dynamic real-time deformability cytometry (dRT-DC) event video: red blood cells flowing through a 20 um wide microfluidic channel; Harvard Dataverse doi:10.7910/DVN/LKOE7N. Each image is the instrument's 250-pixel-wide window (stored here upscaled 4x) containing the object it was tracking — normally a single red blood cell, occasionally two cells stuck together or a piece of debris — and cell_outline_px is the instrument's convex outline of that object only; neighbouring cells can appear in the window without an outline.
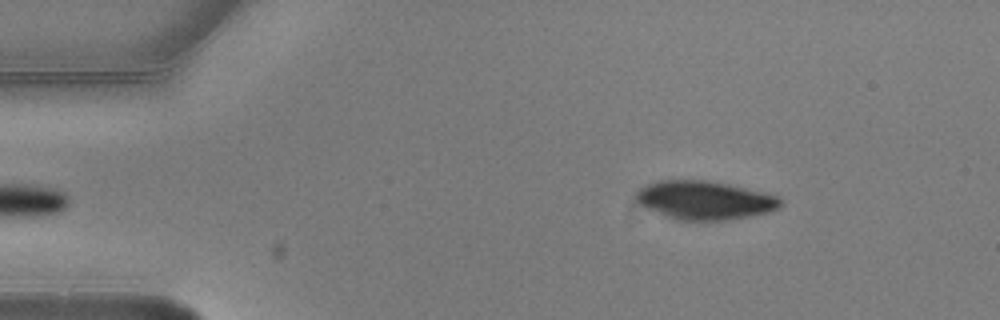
{"species": "common noctule bat (a hibernating species)", "species_latin": "Nyctalus noctula", "temperature_condition": "warm", "stored_images_in_passage": 2, "camera_frame_rate_fps": 3000, "um_per_image_px": 0.085, "animal": {"sex": "male", "body_mass_g": 20.5, "forearm_length_mm": 52.5}, "frame": {"image": 1, "passage_image": 2, "time_ms": 0.333, "image_size_px": [1000, 320], "cell_outline_px": [[784, 204], [780, 208], [768, 212], [752, 216], [728, 220], [676, 220], [664, 216], [632, 200], [632, 196], [644, 184], [656, 180], [704, 180], [728, 184], [764, 192], [780, 196]], "centroid_in_image_um": [59.88, 17.01], "position_along_channel_um": 25.1, "area_um2": 33.0}}